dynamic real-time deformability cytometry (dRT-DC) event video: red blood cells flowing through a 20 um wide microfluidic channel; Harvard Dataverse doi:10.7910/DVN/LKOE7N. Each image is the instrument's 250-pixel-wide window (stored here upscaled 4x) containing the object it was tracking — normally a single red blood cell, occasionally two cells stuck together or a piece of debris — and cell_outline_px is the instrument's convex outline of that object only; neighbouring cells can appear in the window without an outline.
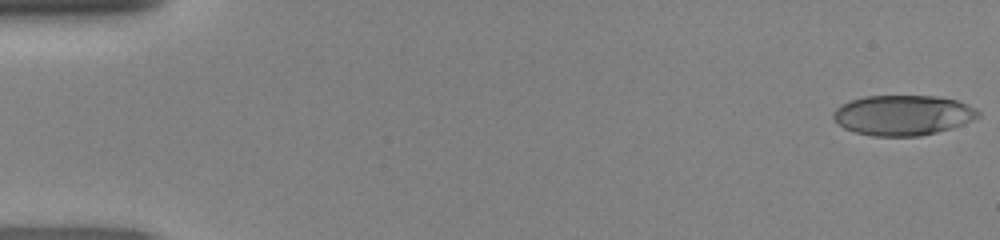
{"species": "human", "species_latin": "Homo sapiens", "temperature_condition": "room temperature", "stored_images_in_passage": 48, "camera_frame_rate_fps": 3000, "um_per_image_px": 0.085, "donor": {"sex": "female"}, "frame": {"image": 1, "passage_image": 1, "time_ms": 0.0, "image_size_px": [1000, 240], "cell_outline_px": [[980, 116], [972, 120], [952, 128], [920, 136], [872, 136], [856, 132], [844, 128], [832, 116], [832, 112], [840, 104], [864, 96], [936, 96], [956, 100], [968, 104], [976, 108], [980, 112]], "centroid_in_image_um": [76.76, 9.78], "position_along_channel_um": 8.2, "area_um2": 33.93}}
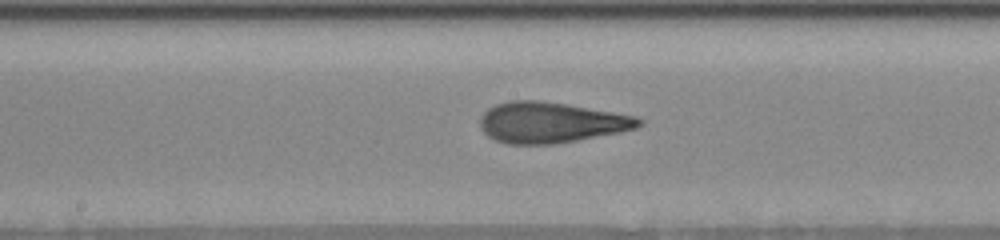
{"frame": {"image": 2, "passage_image": 25, "time_ms": 8.0, "image_size_px": [1000, 240], "cell_outline_px": [[644, 124], [636, 128], [620, 132], [576, 140], [552, 144], [508, 144], [496, 140], [488, 136], [480, 128], [480, 116], [488, 108], [496, 104], [512, 100], [540, 100], [568, 104], [636, 116], [644, 120]], "centroid_in_image_um": [46.83, 10.4], "position_along_channel_um": 201.4, "area_um2": 37.74}}
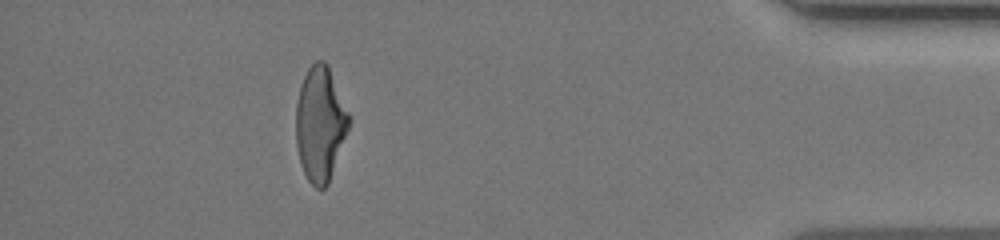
{"frame": {"image": 3, "passage_image": 43, "time_ms": 14.0, "image_size_px": [1000, 240], "cell_outline_px": [[348, 128], [328, 184], [324, 188], [316, 188], [308, 180], [300, 164], [296, 144], [296, 104], [300, 88], [304, 76], [308, 68], [316, 60], [324, 60], [328, 64], [348, 112]], "centroid_in_image_um": [27.19, 10.51], "position_along_channel_um": 408.0, "area_um2": 34.91}}